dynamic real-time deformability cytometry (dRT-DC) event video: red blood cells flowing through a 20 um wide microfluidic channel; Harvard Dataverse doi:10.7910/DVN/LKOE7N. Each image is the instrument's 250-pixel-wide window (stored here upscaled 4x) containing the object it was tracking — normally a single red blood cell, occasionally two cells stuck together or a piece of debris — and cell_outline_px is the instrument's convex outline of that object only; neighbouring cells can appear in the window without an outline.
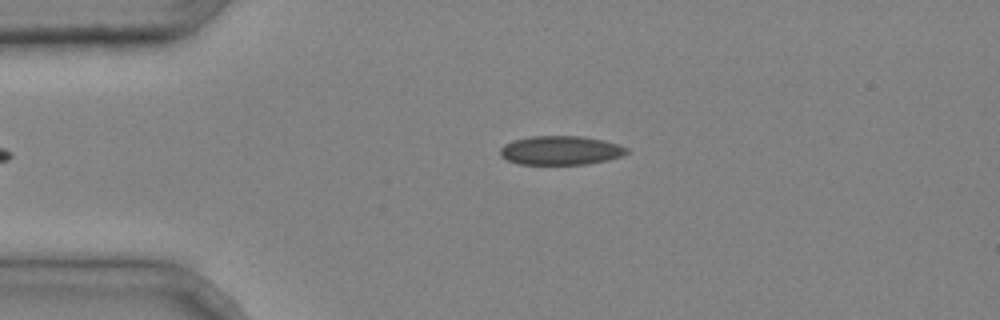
{"species": "common noctule bat (a hibernating species)", "species_latin": "Nyctalus noctula", "temperature_condition": "cold", "stored_images_in_passage": 4, "camera_frame_rate_fps": 3000, "um_per_image_px": 0.085, "animal": {"sex": "male", "body_mass_g": 20.4}, "frame": {"image": 1, "passage_image": 4, "time_ms": 1.0, "image_size_px": [1000, 320], "cell_outline_px": [[628, 152], [620, 156], [608, 160], [588, 164], [520, 164], [508, 160], [500, 156], [500, 148], [504, 144], [512, 140], [532, 136], [580, 136], [604, 140], [620, 144], [628, 148]], "centroid_in_image_um": [47.66, 12.78], "position_along_channel_um": 37.3, "area_um2": 21.44}}